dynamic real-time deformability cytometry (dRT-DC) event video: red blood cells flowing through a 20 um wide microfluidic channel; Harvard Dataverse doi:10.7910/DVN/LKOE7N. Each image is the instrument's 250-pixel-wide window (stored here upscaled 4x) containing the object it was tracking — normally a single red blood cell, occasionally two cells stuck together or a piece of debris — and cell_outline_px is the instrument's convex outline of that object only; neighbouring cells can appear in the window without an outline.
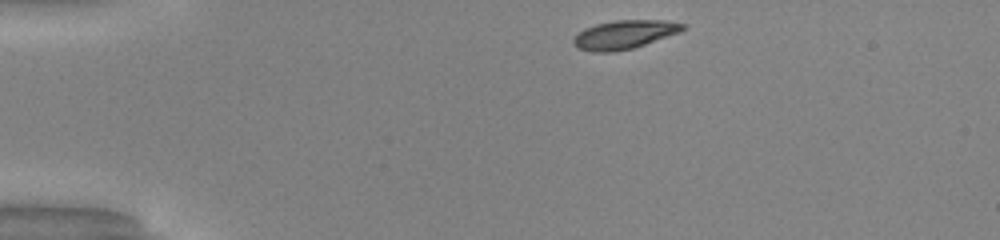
{"species": "common noctule bat (a hibernating species)", "species_latin": "Nyctalus noctula", "temperature_condition": "warm", "stored_images_in_passage": 35, "camera_frame_rate_fps": 3000, "um_per_image_px": 0.085, "animal": {"sex": "male", "body_mass_g": 20.0, "forearm_length_mm": 53.3}, "frame": {"image": 1, "passage_image": 1, "time_ms": 0.0, "image_size_px": [1000, 240], "cell_outline_px": [[688, 28], [680, 32], [632, 48], [612, 52], [592, 52], [576, 48], [572, 44], [572, 40], [584, 28], [596, 24], [616, 20], [664, 20], [688, 24]], "centroid_in_image_um": [53.08, 2.93], "position_along_channel_um": 31.9, "area_um2": 18.32}}
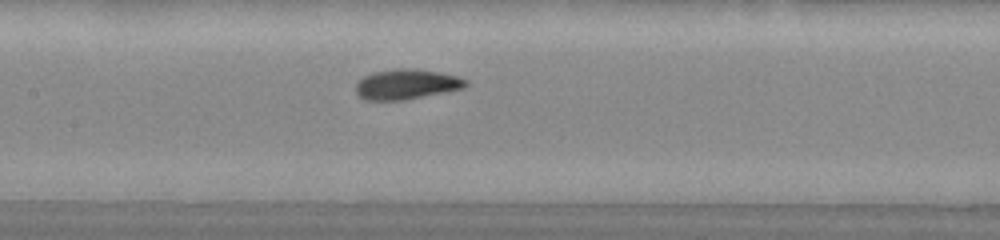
{"frame": {"image": 2, "passage_image": 16, "time_ms": 5.0, "image_size_px": [1000, 240], "cell_outline_px": [[468, 84], [464, 88], [404, 100], [364, 100], [356, 92], [356, 84], [364, 76], [376, 72], [396, 68], [412, 68], [440, 72], [460, 76], [468, 80]], "centroid_in_image_um": [34.59, 7.15], "position_along_channel_um": 172.8, "area_um2": 19.31}}
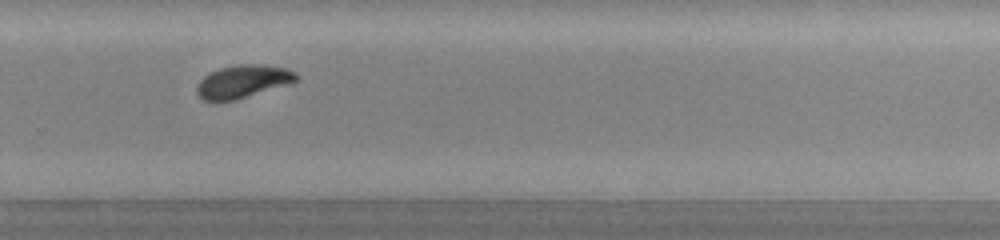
{"frame": {"image": 3, "passage_image": 26, "time_ms": 8.333, "image_size_px": [1000, 240], "cell_outline_px": [[300, 76], [296, 80], [232, 100], [204, 100], [196, 92], [196, 88], [200, 80], [204, 76], [220, 68], [240, 64], [260, 64], [288, 68], [296, 72]], "centroid_in_image_um": [20.63, 6.89], "position_along_channel_um": 309.2, "area_um2": 18.32}, "authors_computed_cell_mechanics": {"area_um2": 18.6694, "velocity_mm_per_s": 4.1023, "shape_relaxation_time_tau1_ms": 2.7987, "shape_relaxation_time_tau2_ms": 1.4135, "deformation_change_tau1": 0.162, "deformation_change_tau2": 0.0307}}